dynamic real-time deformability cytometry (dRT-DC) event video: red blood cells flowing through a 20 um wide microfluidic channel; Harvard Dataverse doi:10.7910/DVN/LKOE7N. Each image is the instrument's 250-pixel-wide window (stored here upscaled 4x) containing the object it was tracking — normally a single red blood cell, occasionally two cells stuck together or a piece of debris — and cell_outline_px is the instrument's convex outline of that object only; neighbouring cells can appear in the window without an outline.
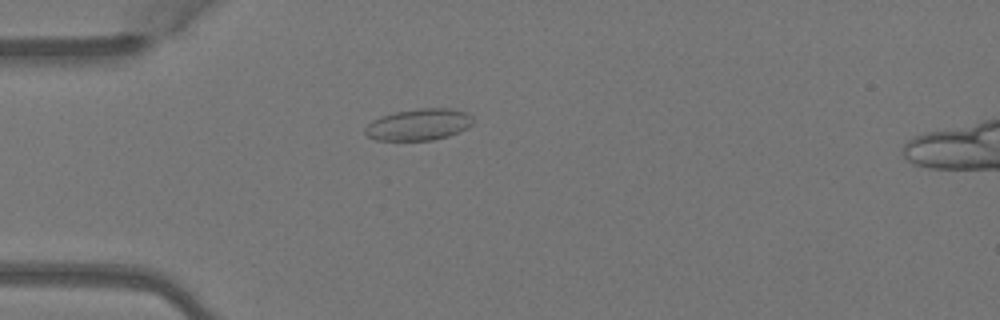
{"species": "Egyptian fruit bat (a non-hibernating species)", "species_latin": "Rousettus aegyptiacus", "temperature_condition": "warm", "stored_images_in_passage": 3, "camera_frame_rate_fps": 3000, "um_per_image_px": 0.085, "animal": {"sex": "female"}, "frame": {"image": 1, "passage_image": 3, "time_ms": 0.667, "image_size_px": [1000, 320], "cell_outline_px": [[472, 124], [468, 128], [460, 132], [448, 136], [432, 140], [376, 140], [368, 136], [364, 132], [364, 128], [372, 120], [380, 116], [396, 112], [420, 108], [448, 108], [468, 112], [472, 116]], "centroid_in_image_um": [35.61, 10.58], "position_along_channel_um": 49.4, "area_um2": 19.94}}